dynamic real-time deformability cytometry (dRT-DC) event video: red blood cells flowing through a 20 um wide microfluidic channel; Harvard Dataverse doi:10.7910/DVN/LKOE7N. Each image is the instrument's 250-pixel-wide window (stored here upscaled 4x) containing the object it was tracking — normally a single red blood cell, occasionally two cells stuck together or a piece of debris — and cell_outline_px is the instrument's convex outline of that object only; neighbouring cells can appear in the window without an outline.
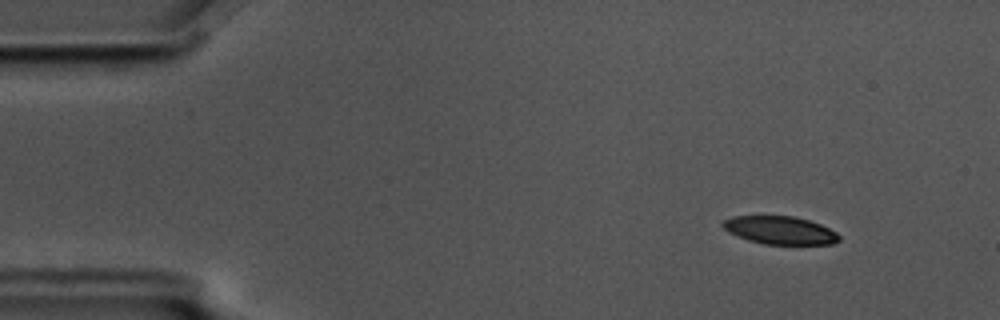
{"species": "common noctule bat (a hibernating species)", "species_latin": "Nyctalus noctula", "temperature_condition": "cold", "stored_images_in_passage": 4, "camera_frame_rate_fps": 3000, "um_per_image_px": 0.085, "animal": {"sex": "male", "body_mass_g": 17.5, "forearm_length_mm": 52.3}, "frame": {"image": 1, "passage_image": 2, "time_ms": 0.333, "image_size_px": [1000, 320], "cell_outline_px": [[840, 240], [832, 244], [764, 244], [748, 240], [728, 232], [720, 224], [724, 220], [732, 216], [792, 216], [808, 220], [820, 224], [836, 232], [840, 236]], "centroid_in_image_um": [66.29, 19.57], "position_along_channel_um": 18.7, "area_um2": 18.9}}